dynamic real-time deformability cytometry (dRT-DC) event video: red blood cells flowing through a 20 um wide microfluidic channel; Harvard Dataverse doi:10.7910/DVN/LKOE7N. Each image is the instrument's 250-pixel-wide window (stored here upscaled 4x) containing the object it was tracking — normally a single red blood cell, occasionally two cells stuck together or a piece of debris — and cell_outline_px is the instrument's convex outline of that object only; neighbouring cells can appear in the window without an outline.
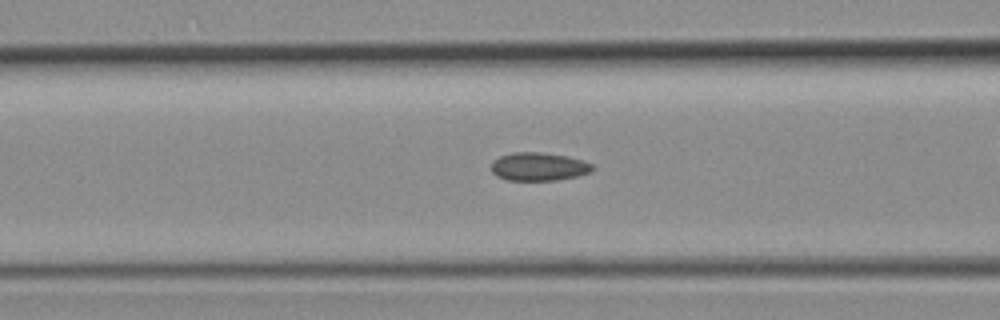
{"species": "common noctule bat (a hibernating species)", "species_latin": "Nyctalus noctula", "temperature_condition": "room temperature", "stored_images_in_passage": 39, "camera_frame_rate_fps": 3000, "um_per_image_px": 0.085, "animal": {"sex": "female", "body_mass_g": 19.3, "forearm_length_mm": 54.1}, "frame": {"image": 1, "passage_image": 16, "time_ms": 5.0, "image_size_px": [1000, 320], "cell_outline_px": [[596, 168], [588, 172], [576, 176], [556, 180], [508, 180], [496, 176], [492, 172], [492, 160], [500, 156], [512, 152], [540, 152], [568, 156], [584, 160], [592, 164]], "centroid_in_image_um": [45.78, 14.15], "position_along_channel_um": 120.8, "area_um2": 16.7}}
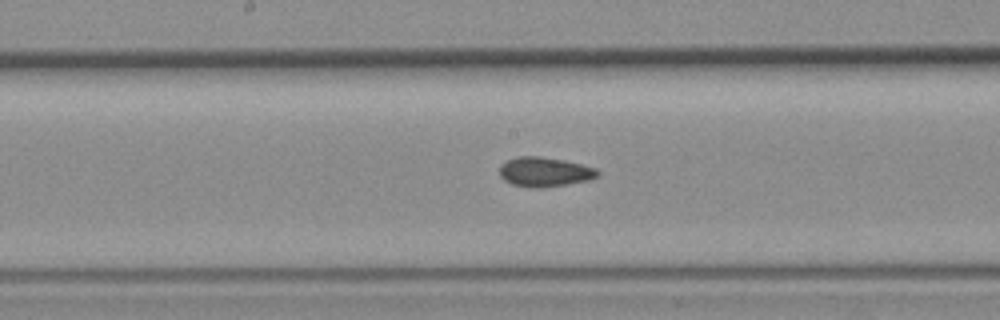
{"frame": {"image": 2, "passage_image": 21, "time_ms": 6.667, "image_size_px": [1000, 320], "cell_outline_px": [[600, 176], [588, 180], [568, 184], [540, 188], [532, 188], [512, 184], [504, 180], [500, 176], [500, 164], [516, 156], [540, 156], [564, 160], [596, 168], [600, 172]], "centroid_in_image_um": [46.3, 14.61], "position_along_channel_um": 201.9, "area_um2": 16.99}}
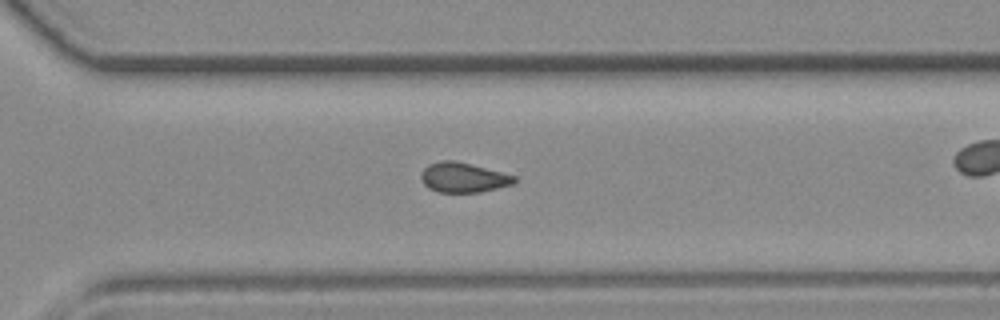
{"frame": {"image": 3, "passage_image": 29, "time_ms": 9.333, "image_size_px": [1000, 320], "cell_outline_px": [[516, 184], [480, 192], [436, 192], [428, 188], [424, 184], [420, 176], [420, 172], [428, 164], [440, 160], [452, 160], [516, 176]], "centroid_in_image_um": [39.35, 15.1], "position_along_channel_um": 331.2, "area_um2": 16.18}}